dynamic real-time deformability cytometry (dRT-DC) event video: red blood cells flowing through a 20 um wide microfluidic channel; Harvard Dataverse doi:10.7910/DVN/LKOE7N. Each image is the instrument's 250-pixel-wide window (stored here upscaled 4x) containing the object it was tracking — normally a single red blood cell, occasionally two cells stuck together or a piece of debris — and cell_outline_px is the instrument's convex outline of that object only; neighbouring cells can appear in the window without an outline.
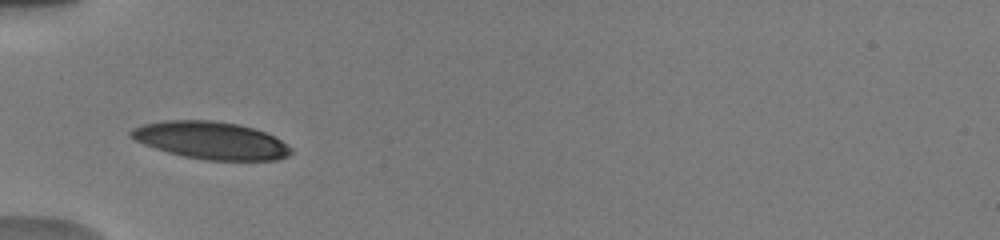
{"species": "human", "species_latin": "Homo sapiens", "temperature_condition": "warm", "stored_images_in_passage": 7, "camera_frame_rate_fps": 3000, "um_per_image_px": 0.085, "donor": {"sex": "male"}, "frame": {"image": 1, "passage_image": 1, "time_ms": 0.0, "image_size_px": [1000, 240], "cell_outline_px": [[292, 152], [288, 156], [276, 160], [208, 160], [184, 156], [168, 152], [144, 144], [128, 136], [128, 132], [132, 128], [144, 124], [164, 120], [212, 120], [240, 124], [256, 128], [280, 140], [292, 148]], "centroid_in_image_um": [17.92, 11.92], "position_along_channel_um": 67.1, "area_um2": 34.91}}
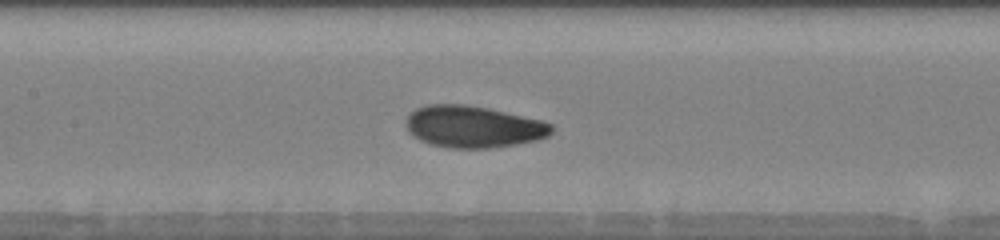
{"frame": {"image": 2, "passage_image": 5, "time_ms": 2.667, "image_size_px": [1000, 240], "cell_outline_px": [[552, 132], [548, 136], [540, 140], [492, 148], [448, 148], [432, 144], [420, 140], [408, 132], [404, 124], [404, 120], [408, 112], [416, 108], [428, 104], [468, 104], [488, 108], [540, 120], [552, 124]], "centroid_in_image_um": [40.18, 10.76], "position_along_channel_um": 167.2, "area_um2": 35.84}}
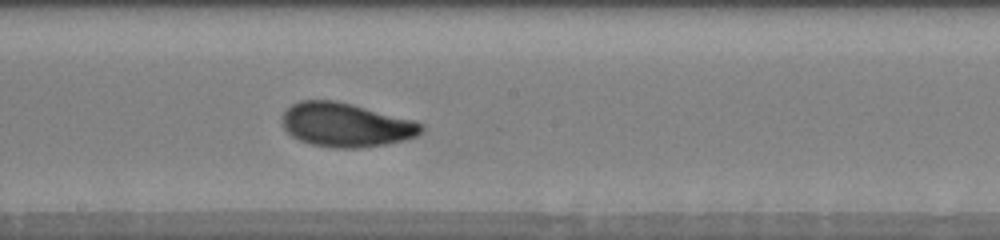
{"frame": {"image": 3, "passage_image": 7, "time_ms": 4.0, "image_size_px": [1000, 240], "cell_outline_px": [[424, 128], [416, 136], [404, 140], [388, 144], [360, 148], [336, 148], [312, 144], [300, 140], [292, 136], [284, 128], [280, 120], [284, 112], [292, 104], [300, 100], [336, 100], [416, 120], [424, 124]], "centroid_in_image_um": [29.42, 10.61], "position_along_channel_um": 218.8, "area_um2": 35.89}}